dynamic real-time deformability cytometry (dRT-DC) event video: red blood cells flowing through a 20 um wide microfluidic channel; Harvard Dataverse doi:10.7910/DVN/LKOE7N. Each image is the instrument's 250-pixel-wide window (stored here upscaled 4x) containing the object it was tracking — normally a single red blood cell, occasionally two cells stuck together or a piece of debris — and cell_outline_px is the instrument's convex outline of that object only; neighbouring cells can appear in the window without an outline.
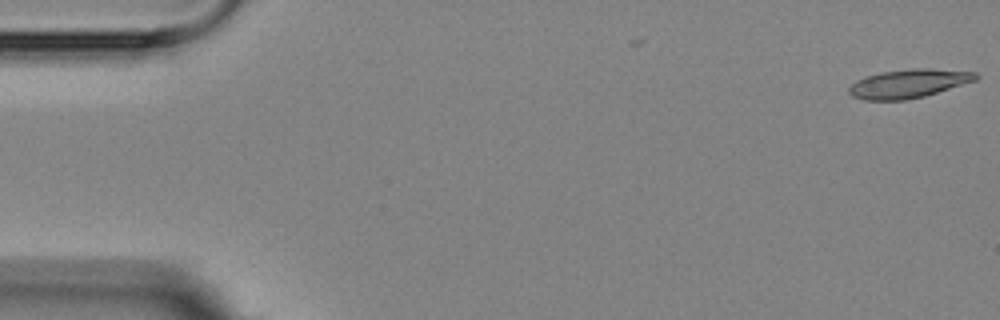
{"species": "Egyptian fruit bat (a non-hibernating species)", "species_latin": "Rousettus aegyptiacus", "temperature_condition": "room temperature", "stored_images_in_passage": 6, "camera_frame_rate_fps": 3000, "um_per_image_px": 0.085, "animal": {"sex": "female"}, "frame": {"image": 1, "passage_image": 1, "time_ms": 0.0, "image_size_px": [1000, 320], "cell_outline_px": [[980, 76], [976, 80], [924, 96], [908, 100], [864, 100], [852, 96], [848, 92], [848, 88], [856, 80], [880, 72], [912, 68], [928, 68], [976, 72]], "centroid_in_image_um": [77.22, 7.1], "position_along_channel_um": 7.8, "area_um2": 21.15}}